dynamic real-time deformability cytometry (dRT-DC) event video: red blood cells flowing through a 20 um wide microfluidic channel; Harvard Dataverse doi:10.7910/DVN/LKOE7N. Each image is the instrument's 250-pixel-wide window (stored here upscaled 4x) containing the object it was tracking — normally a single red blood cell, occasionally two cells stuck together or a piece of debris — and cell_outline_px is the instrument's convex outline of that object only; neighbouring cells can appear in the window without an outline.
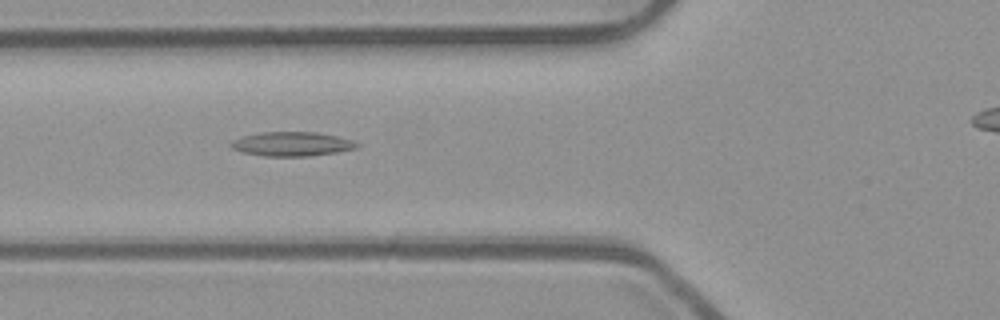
{"species": "common noctule bat (a hibernating species)", "species_latin": "Nyctalus noctula", "temperature_condition": "room temperature", "stored_images_in_passage": 40, "camera_frame_rate_fps": 3000, "um_per_image_px": 0.085, "animal": {"sex": "male", "body_mass_g": 23.1, "forearm_length_mm": 52.7}, "frame": {"image": 1, "passage_image": 12, "time_ms": 3.667, "image_size_px": [1000, 320], "cell_outline_px": [[360, 144], [356, 148], [336, 152], [312, 156], [264, 156], [244, 152], [232, 148], [228, 144], [232, 140], [244, 136], [264, 132], [316, 132], [336, 136], [352, 140]], "centroid_in_image_um": [24.81, 12.24], "position_along_channel_um": 101.0, "area_um2": 17.63}}
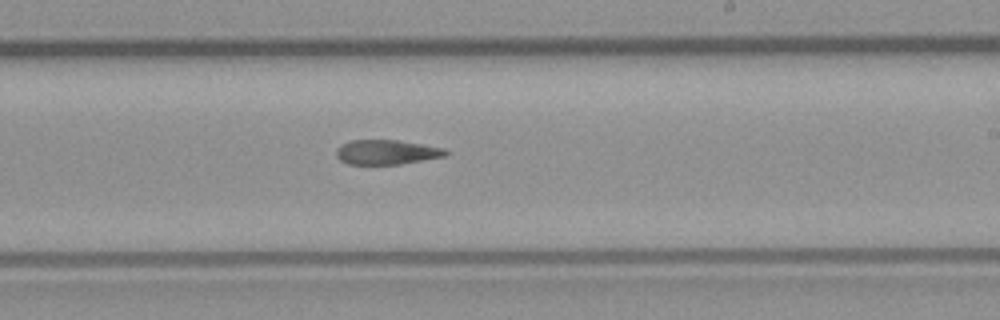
{"frame": {"image": 2, "passage_image": 24, "time_ms": 7.667, "image_size_px": [1000, 320], "cell_outline_px": [[448, 152], [444, 156], [400, 164], [348, 164], [340, 160], [336, 156], [336, 148], [352, 140], [396, 140], [444, 148]], "centroid_in_image_um": [32.82, 12.93], "position_along_channel_um": 256.2, "area_um2": 15.43}}
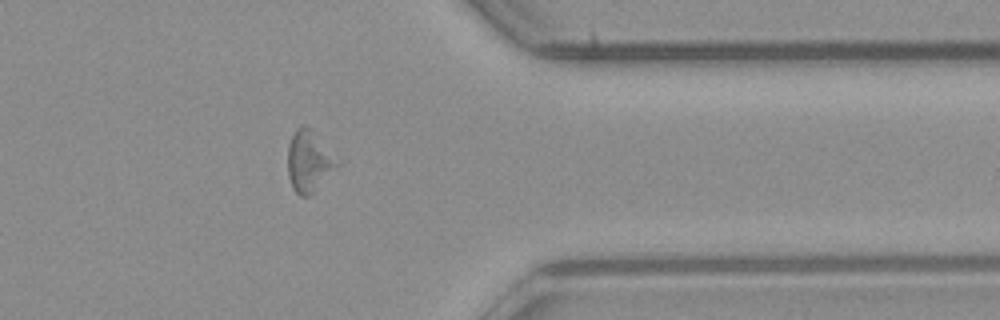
{"frame": {"image": 3, "passage_image": 35, "time_ms": 11.333, "image_size_px": [1000, 320], "cell_outline_px": [[344, 164], [308, 196], [300, 196], [292, 188], [288, 176], [288, 144], [296, 128], [304, 124]], "centroid_in_image_um": [26.3, 13.75], "position_along_channel_um": 385.1, "area_um2": 17.74}, "authors_computed_cell_mechanics": {"area_um2": 16.6464, "velocity_mm_per_s": 3.8614, "shape_relaxation_time_tau1_ms": null, "shape_relaxation_time_tau2_ms": 8.0332, "deformation_change_tau1": null, "deformation_change_tau2": 0.1998}}